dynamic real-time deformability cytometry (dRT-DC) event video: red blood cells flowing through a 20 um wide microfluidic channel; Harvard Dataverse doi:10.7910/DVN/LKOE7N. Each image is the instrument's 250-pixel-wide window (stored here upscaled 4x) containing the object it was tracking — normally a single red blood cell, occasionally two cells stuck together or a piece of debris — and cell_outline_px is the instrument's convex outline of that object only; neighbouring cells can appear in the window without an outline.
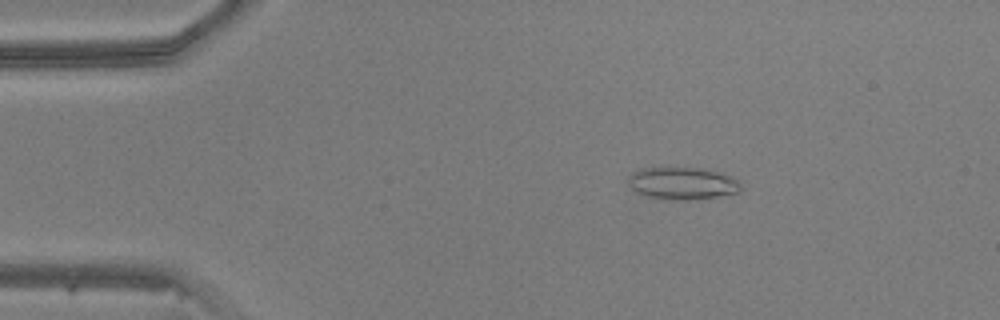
{"species": "common noctule bat (a hibernating species)", "species_latin": "Nyctalus noctula", "temperature_condition": "warm", "stored_images_in_passage": 43, "camera_frame_rate_fps": 3000, "um_per_image_px": 0.085, "animal": {"sex": "male", "body_mass_g": 20.5, "forearm_length_mm": 52.5}, "frame": {"image": 1, "passage_image": 3, "time_ms": 0.667, "image_size_px": [1000, 320], "cell_outline_px": [[744, 188], [740, 192], [716, 196], [688, 200], [668, 200], [648, 196], [636, 192], [628, 184], [628, 176], [632, 172], [644, 168], [664, 164], [708, 168], [720, 172], [736, 180]], "centroid_in_image_um": [57.97, 15.52], "position_along_channel_um": 27.0, "area_um2": 22.14}}
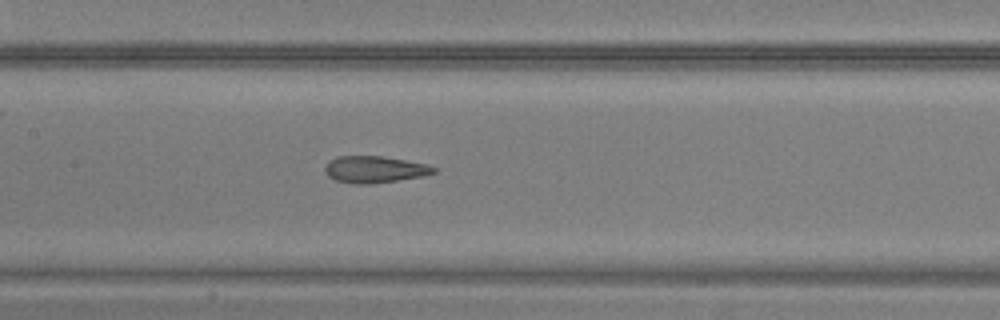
{"frame": {"image": 2, "passage_image": 18, "time_ms": 5.667, "image_size_px": [1000, 320], "cell_outline_px": [[436, 172], [424, 176], [372, 184], [352, 184], [336, 180], [328, 176], [324, 172], [324, 168], [328, 160], [336, 156], [380, 156], [428, 164], [436, 168]], "centroid_in_image_um": [31.81, 14.4], "position_along_channel_um": 175.6, "area_um2": 17.11}}
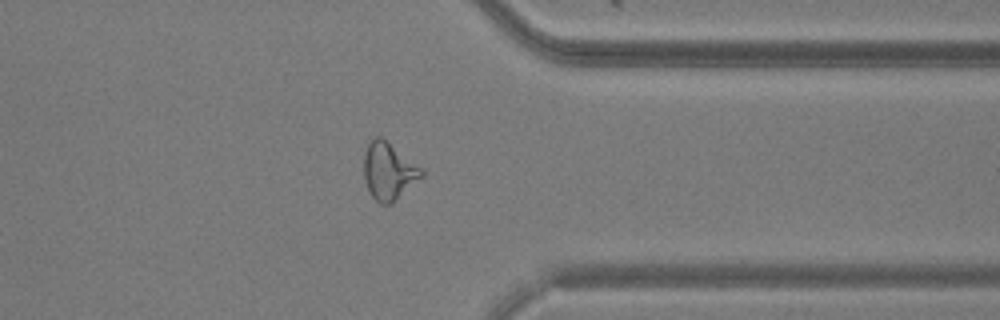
{"frame": {"image": 3, "passage_image": 33, "time_ms": 10.667, "image_size_px": [1000, 320], "cell_outline_px": [[424, 176], [392, 204], [380, 204], [368, 192], [364, 180], [364, 152], [368, 144], [376, 136], [380, 136], [424, 168]], "centroid_in_image_um": [33.06, 14.57], "position_along_channel_um": 378.3, "area_um2": 19.54}}